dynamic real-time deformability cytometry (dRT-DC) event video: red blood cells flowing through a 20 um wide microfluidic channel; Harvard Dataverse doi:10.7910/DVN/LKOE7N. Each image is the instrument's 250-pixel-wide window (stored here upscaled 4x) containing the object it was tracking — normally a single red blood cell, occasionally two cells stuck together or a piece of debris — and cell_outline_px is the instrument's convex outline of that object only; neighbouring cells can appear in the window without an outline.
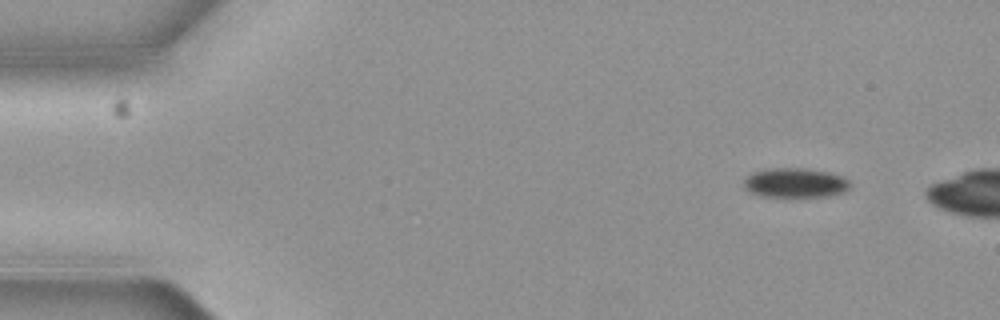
{"species": "common noctule bat (a hibernating species)", "species_latin": "Nyctalus noctula", "temperature_condition": "cold", "stored_images_in_passage": 6, "segment_of_instrument_passage": [2, 2], "camera_frame_rate_fps": 3000, "um_per_image_px": 0.085, "animal": {"sex": "female", "body_mass_g": 19.3, "forearm_length_mm": 54.1}, "frame": {"image": 1, "passage_image": 6, "time_ms": 1.667, "image_size_px": [1000, 320], "cell_outline_px": [[848, 188], [844, 192], [828, 196], [764, 196], [752, 192], [744, 184], [744, 180], [752, 172], [764, 168], [804, 168], [828, 172], [844, 176], [848, 180]], "centroid_in_image_um": [67.61, 15.52], "position_along_channel_um": 17.4, "area_um2": 18.03}}